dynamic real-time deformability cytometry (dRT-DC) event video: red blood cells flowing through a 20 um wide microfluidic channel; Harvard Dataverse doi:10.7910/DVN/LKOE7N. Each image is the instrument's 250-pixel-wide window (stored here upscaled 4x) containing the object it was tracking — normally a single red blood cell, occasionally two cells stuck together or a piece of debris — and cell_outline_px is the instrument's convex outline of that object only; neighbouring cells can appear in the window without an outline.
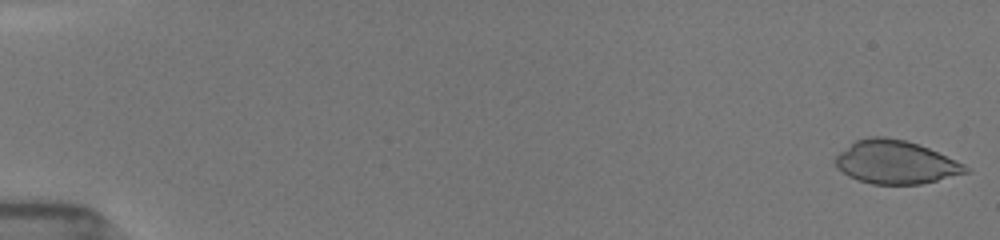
{"species": "common noctule bat (a hibernating species)", "species_latin": "Nyctalus noctula", "temperature_condition": "room temperature", "stored_images_in_passage": 52, "camera_frame_rate_fps": 3000, "um_per_image_px": 0.085, "animal": {"sex": "female", "body_mass_g": 19.5, "forearm_length_mm": 54.1}, "frame": {"image": 1, "passage_image": 1, "time_ms": 0.0, "image_size_px": [1000, 240], "cell_outline_px": [[968, 172], [920, 184], [872, 184], [856, 180], [848, 176], [836, 164], [836, 156], [840, 152], [856, 140], [868, 136], [888, 136], [904, 140], [928, 148], [964, 164], [968, 168]], "centroid_in_image_um": [76.1, 13.78], "position_along_channel_um": 8.9, "area_um2": 32.37}}